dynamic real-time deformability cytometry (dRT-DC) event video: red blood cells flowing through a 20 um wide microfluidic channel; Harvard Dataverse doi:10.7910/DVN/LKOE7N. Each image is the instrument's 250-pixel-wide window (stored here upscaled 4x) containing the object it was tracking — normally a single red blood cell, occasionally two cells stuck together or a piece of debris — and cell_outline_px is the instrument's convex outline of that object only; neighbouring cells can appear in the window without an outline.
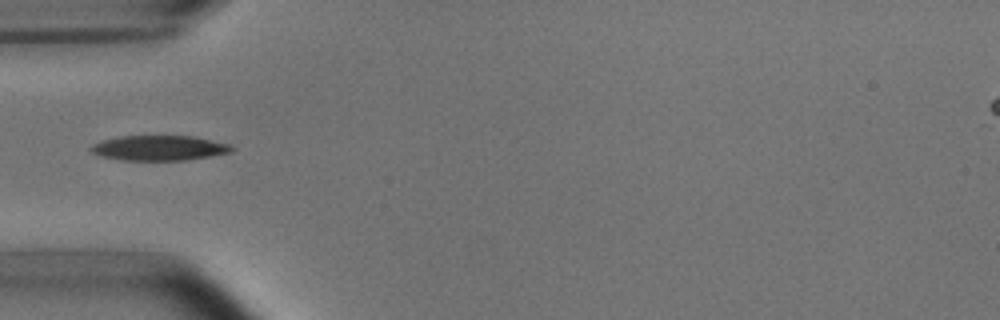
{"species": "common noctule bat (a hibernating species)", "species_latin": "Nyctalus noctula", "temperature_condition": "room temperature", "stored_images_in_passage": 1, "camera_frame_rate_fps": 3000, "um_per_image_px": 0.085, "animal": {"sex": "male", "body_mass_g": 15.6}, "frame": {"image": 1, "passage_image": 1, "time_ms": 0.0, "image_size_px": [1000, 320], "cell_outline_px": [[236, 148], [232, 152], [212, 156], [184, 160], [120, 160], [100, 156], [92, 152], [88, 148], [92, 144], [104, 140], [120, 136], [192, 136], [232, 144]], "centroid_in_image_um": [13.56, 12.58], "position_along_channel_um": 71.4, "area_um2": 20.69}}